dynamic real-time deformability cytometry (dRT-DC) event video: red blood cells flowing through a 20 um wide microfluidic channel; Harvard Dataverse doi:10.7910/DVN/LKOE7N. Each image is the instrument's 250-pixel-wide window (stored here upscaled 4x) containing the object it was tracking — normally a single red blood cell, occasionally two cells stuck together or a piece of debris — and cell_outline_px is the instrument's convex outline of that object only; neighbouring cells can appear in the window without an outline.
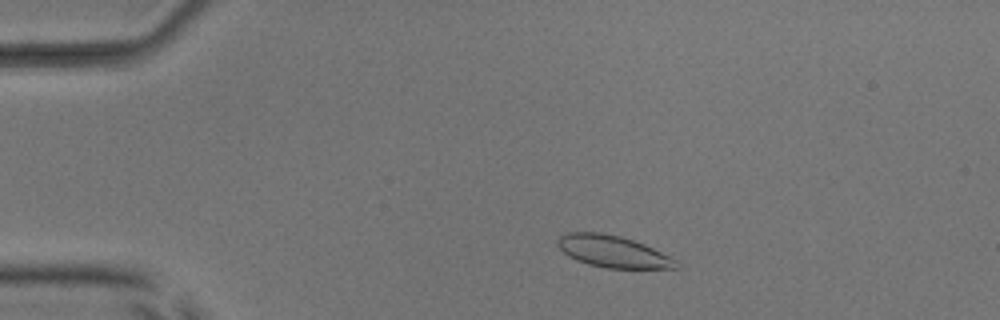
{"species": "common noctule bat (a hibernating species)", "species_latin": "Nyctalus noctula", "temperature_condition": "room temperature", "stored_images_in_passage": 46, "camera_frame_rate_fps": 3000, "um_per_image_px": 0.085, "animal": {"sex": "male", "body_mass_g": 17.9, "forearm_length_mm": 54.2}, "frame": {"image": 1, "passage_image": 3, "time_ms": 0.667, "image_size_px": [1000, 320], "cell_outline_px": [[680, 268], [608, 268], [588, 264], [576, 260], [568, 256], [556, 244], [556, 240], [560, 236], [568, 232], [600, 232], [620, 236], [644, 244], [676, 260], [680, 264]], "centroid_in_image_um": [52.07, 21.37], "position_along_channel_um": 32.9, "area_um2": 21.85}}
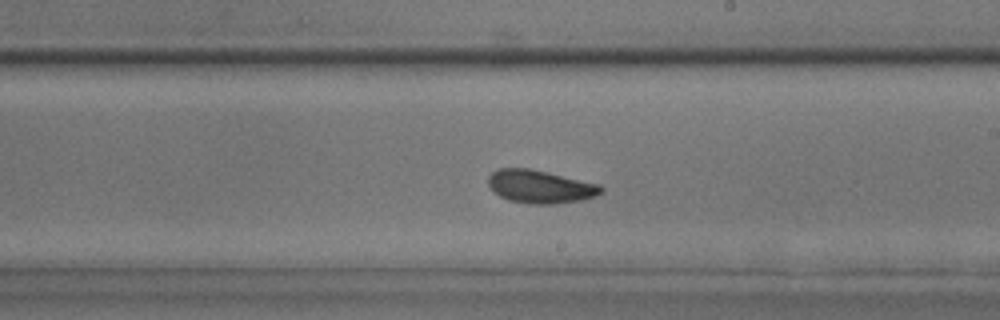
{"frame": {"image": 2, "passage_image": 24, "time_ms": 7.667, "image_size_px": [1000, 320], "cell_outline_px": [[604, 192], [596, 196], [580, 200], [556, 204], [528, 204], [508, 200], [500, 196], [488, 184], [488, 176], [492, 172], [500, 168], [532, 168], [600, 184], [604, 188]], "centroid_in_image_um": [45.95, 15.86], "position_along_channel_um": 243.0, "area_um2": 21.96}}
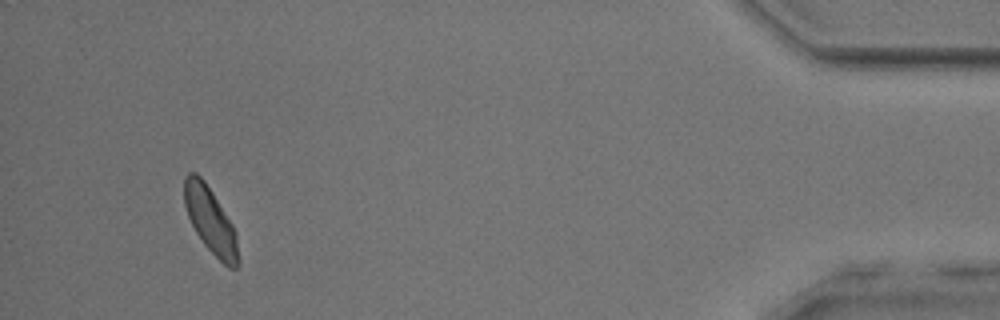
{"frame": {"image": 3, "passage_image": 43, "time_ms": 14.0, "image_size_px": [1000, 320], "cell_outline_px": [[240, 264], [236, 268], [228, 268], [204, 244], [196, 232], [188, 216], [184, 204], [184, 176], [188, 172], [196, 172], [204, 180], [212, 192], [232, 224], [236, 232], [240, 260]], "centroid_in_image_um": [17.9, 18.74], "position_along_channel_um": 417.3, "area_um2": 20.69}, "authors_computed_cell_mechanics": {"area_um2": 21.386, "velocity_mm_per_s": 3.8197, "shape_relaxation_time_tau1_ms": 3.8625, "shape_relaxation_time_tau2_ms": 4.6328, "deformation_change_tau1": 0.1146, "deformation_change_tau2": 0.0738}}